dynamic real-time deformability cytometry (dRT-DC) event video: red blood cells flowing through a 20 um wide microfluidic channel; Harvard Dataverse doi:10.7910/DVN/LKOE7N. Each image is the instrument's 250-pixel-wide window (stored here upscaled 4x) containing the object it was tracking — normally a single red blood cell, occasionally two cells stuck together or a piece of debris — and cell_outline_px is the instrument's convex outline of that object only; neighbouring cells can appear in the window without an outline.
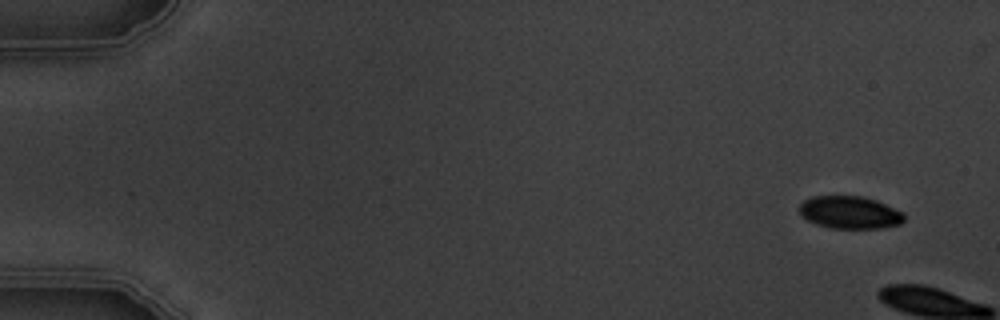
{"species": "common noctule bat (a hibernating species)", "species_latin": "Nyctalus noctula", "temperature_condition": "warm", "stored_images_in_passage": 6, "camera_frame_rate_fps": 3000, "um_per_image_px": 0.085, "animal": {"sex": "male", "body_mass_g": 19.5, "forearm_length_mm": 54.6}, "frame": {"image": 1, "passage_image": 1, "time_ms": 0.0, "image_size_px": [1000, 320], "cell_outline_px": [[904, 220], [900, 224], [884, 228], [832, 228], [816, 224], [808, 220], [800, 212], [800, 204], [804, 200], [812, 196], [860, 196], [876, 200], [904, 212]], "centroid_in_image_um": [72.26, 18.05], "position_along_channel_um": 12.7, "area_um2": 19.83}}
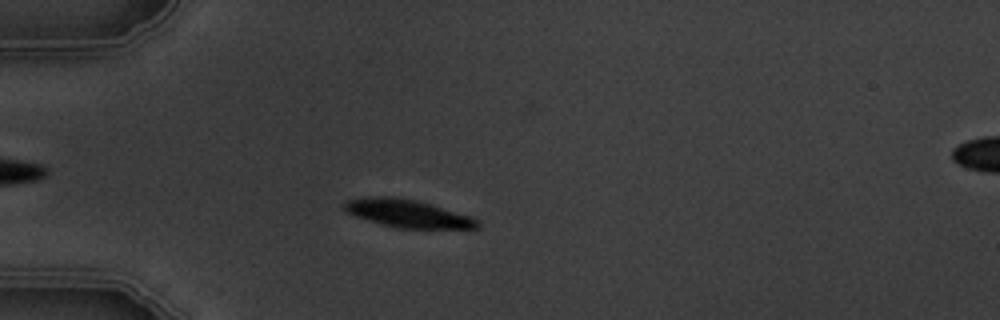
{"frame": {"image": 2, "passage_image": 6, "time_ms": 5.667, "image_size_px": [1000, 320], "cell_outline_px": [[480, 228], [396, 228], [380, 224], [356, 216], [348, 212], [340, 204], [348, 200], [368, 196], [392, 196], [416, 200], [472, 216], [480, 220]], "centroid_in_image_um": [34.66, 18.14], "position_along_channel_um": 50.3, "area_um2": 21.68}}